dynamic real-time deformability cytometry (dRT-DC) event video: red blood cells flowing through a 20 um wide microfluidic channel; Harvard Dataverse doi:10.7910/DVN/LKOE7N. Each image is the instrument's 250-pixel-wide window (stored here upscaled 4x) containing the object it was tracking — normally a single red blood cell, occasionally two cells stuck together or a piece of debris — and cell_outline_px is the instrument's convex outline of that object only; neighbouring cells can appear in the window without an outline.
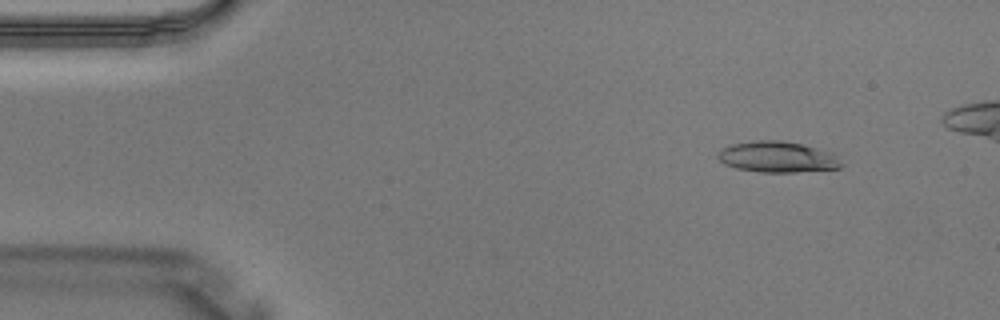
{"species": "Egyptian fruit bat (a non-hibernating species)", "species_latin": "Rousettus aegyptiacus", "temperature_condition": "warm", "stored_images_in_passage": 3, "camera_frame_rate_fps": 3000, "um_per_image_px": 0.085, "animal": {"sex": "male"}, "frame": {"image": 1, "passage_image": 1, "time_ms": 0.0, "image_size_px": [1000, 320], "cell_outline_px": [[844, 164], [840, 168], [796, 172], [760, 172], [736, 168], [724, 164], [716, 156], [724, 148], [732, 144], [752, 140], [780, 140], [804, 144], [832, 152]], "centroid_in_image_um": [66.11, 13.33], "position_along_channel_um": 18.9, "area_um2": 22.37}}
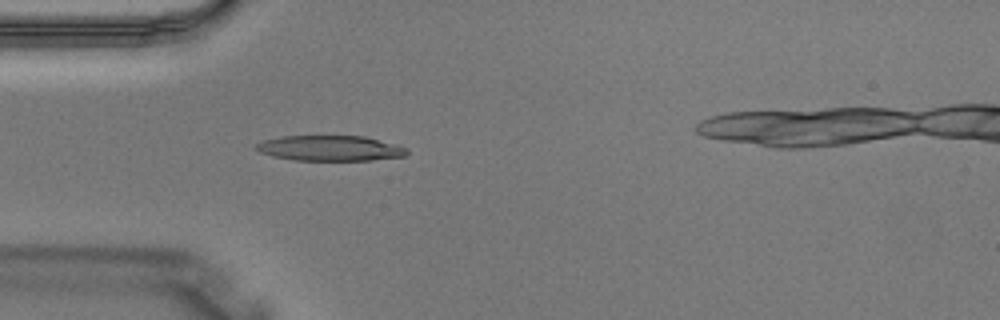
{"frame": {"image": 2, "passage_image": 3, "time_ms": 0.667, "image_size_px": [1000, 320], "cell_outline_px": [[408, 152], [404, 156], [372, 160], [292, 160], [272, 156], [260, 152], [252, 148], [256, 144], [264, 140], [280, 136], [364, 136], [408, 148]], "centroid_in_image_um": [28.01, 12.6], "position_along_channel_um": 57.0, "area_um2": 22.25}}